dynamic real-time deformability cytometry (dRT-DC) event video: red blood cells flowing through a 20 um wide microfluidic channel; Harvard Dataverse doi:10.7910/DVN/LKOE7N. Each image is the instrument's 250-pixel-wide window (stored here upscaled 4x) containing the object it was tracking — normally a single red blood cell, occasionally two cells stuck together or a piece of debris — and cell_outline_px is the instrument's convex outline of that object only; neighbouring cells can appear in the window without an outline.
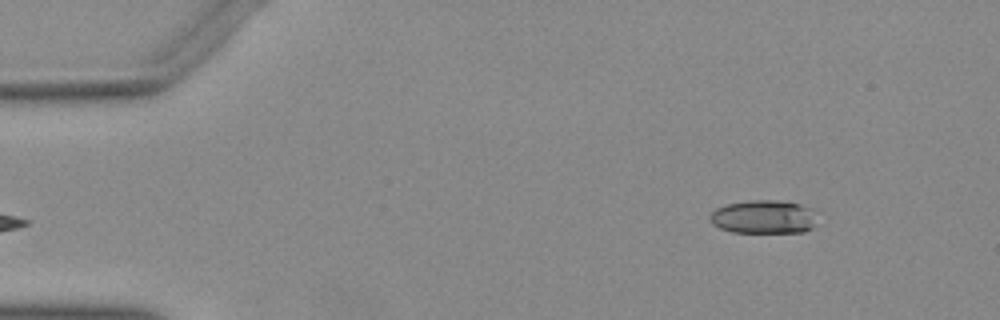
{"species": "Egyptian fruit bat (a non-hibernating species)", "species_latin": "Rousettus aegyptiacus", "temperature_condition": "warm", "stored_images_in_passage": 19, "camera_frame_rate_fps": 3000, "um_per_image_px": 0.085, "animal": {"sex": "female"}, "frame": {"image": 1, "passage_image": 1, "time_ms": 0.0, "image_size_px": [1000, 320], "cell_outline_px": [[820, 212], [812, 228], [804, 232], [732, 232], [720, 228], [712, 224], [708, 220], [708, 216], [716, 208], [728, 204], [752, 200], [772, 200], [800, 204], [812, 208]], "centroid_in_image_um": [64.95, 18.44], "position_along_channel_um": 20.0, "area_um2": 21.21}}
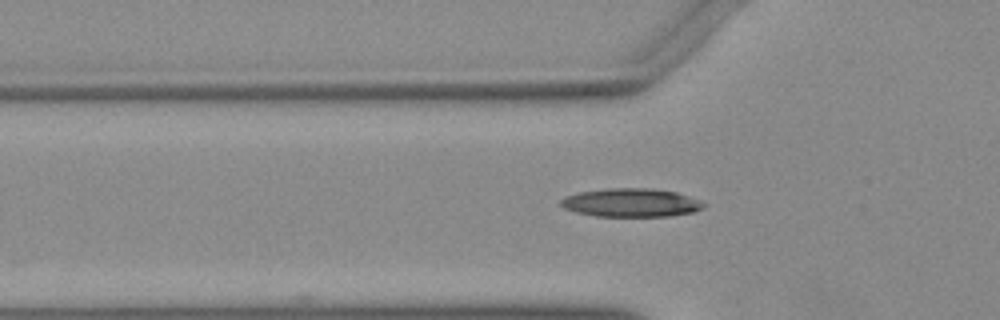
{"frame": {"image": 2, "passage_image": 12, "time_ms": 3.667, "image_size_px": [1000, 320], "cell_outline_px": [[704, 208], [692, 212], [668, 216], [596, 216], [576, 212], [564, 208], [560, 204], [560, 200], [564, 196], [580, 192], [608, 188], [652, 188], [676, 192], [700, 200], [704, 204]], "centroid_in_image_um": [53.62, 17.22], "position_along_channel_um": 72.2, "area_um2": 23.64}}
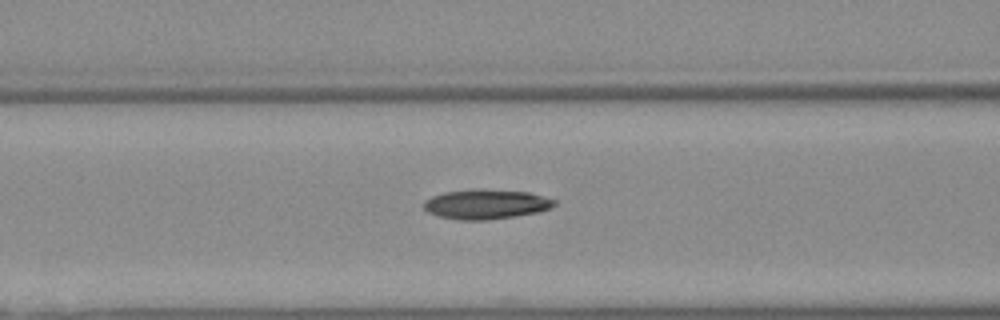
{"frame": {"image": 3, "passage_image": 16, "time_ms": 5.0, "image_size_px": [1000, 320], "cell_outline_px": [[556, 204], [540, 212], [516, 216], [488, 220], [460, 220], [436, 216], [428, 212], [424, 208], [424, 200], [432, 196], [444, 192], [528, 192], [556, 200]], "centroid_in_image_um": [41.3, 17.42], "position_along_channel_um": 125.3, "area_um2": 21.56}}